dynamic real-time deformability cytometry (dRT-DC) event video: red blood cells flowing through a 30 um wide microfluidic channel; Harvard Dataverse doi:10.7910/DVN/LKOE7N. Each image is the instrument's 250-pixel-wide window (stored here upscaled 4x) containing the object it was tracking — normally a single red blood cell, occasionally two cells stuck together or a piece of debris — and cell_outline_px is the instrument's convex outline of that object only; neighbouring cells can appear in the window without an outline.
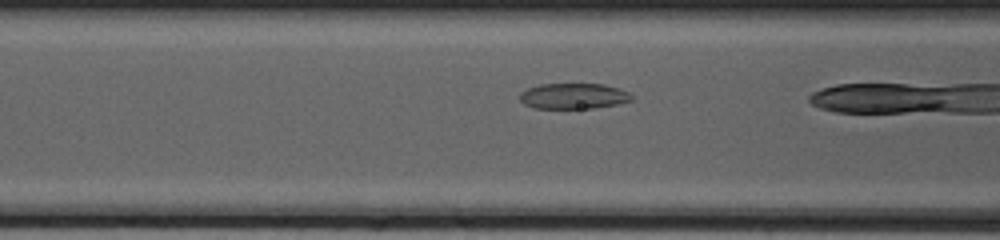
{"species": "common noctule bat (a hibernating species)", "species_latin": "Nyctalus noctula", "temperature_condition": "cold", "stored_images_in_passage": 10, "camera_frame_rate_fps": 3000, "um_per_image_px": 0.085, "animal": {"sex": "female", "body_mass_g": 20.0, "forearm_length_mm": 54.0}, "frame": {"image": 1, "passage_image": 9, "time_ms": 2.667, "image_size_px": [1000, 240], "cell_outline_px": [[632, 100], [616, 104], [596, 108], [532, 108], [524, 104], [520, 100], [520, 92], [528, 88], [540, 84], [604, 84], [620, 88], [632, 92]], "centroid_in_image_um": [48.77, 8.16], "position_along_channel_um": 117.8, "area_um2": 16.88}}